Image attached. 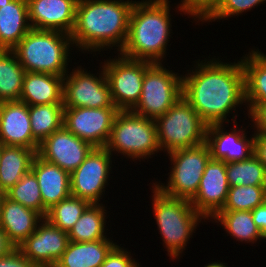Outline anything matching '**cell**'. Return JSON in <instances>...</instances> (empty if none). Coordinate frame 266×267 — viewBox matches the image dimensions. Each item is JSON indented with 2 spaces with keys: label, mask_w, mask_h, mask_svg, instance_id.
Segmentation results:
<instances>
[{
  "label": "cell",
  "mask_w": 266,
  "mask_h": 267,
  "mask_svg": "<svg viewBox=\"0 0 266 267\" xmlns=\"http://www.w3.org/2000/svg\"><path fill=\"white\" fill-rule=\"evenodd\" d=\"M213 57L197 60L192 70L182 75V96L207 125L228 124L229 114H233L232 121L237 122L236 107H246L241 59L229 63Z\"/></svg>",
  "instance_id": "1"
},
{
  "label": "cell",
  "mask_w": 266,
  "mask_h": 267,
  "mask_svg": "<svg viewBox=\"0 0 266 267\" xmlns=\"http://www.w3.org/2000/svg\"><path fill=\"white\" fill-rule=\"evenodd\" d=\"M134 3L133 0H78L71 34L74 48L87 55L113 47L119 53L125 45Z\"/></svg>",
  "instance_id": "2"
},
{
  "label": "cell",
  "mask_w": 266,
  "mask_h": 267,
  "mask_svg": "<svg viewBox=\"0 0 266 267\" xmlns=\"http://www.w3.org/2000/svg\"><path fill=\"white\" fill-rule=\"evenodd\" d=\"M171 1L141 0L132 7L125 45L119 52L133 60L163 63L172 32Z\"/></svg>",
  "instance_id": "3"
},
{
  "label": "cell",
  "mask_w": 266,
  "mask_h": 267,
  "mask_svg": "<svg viewBox=\"0 0 266 267\" xmlns=\"http://www.w3.org/2000/svg\"><path fill=\"white\" fill-rule=\"evenodd\" d=\"M151 185L154 219L164 249L174 261L182 256L197 226L205 219L193 208L190 200L165 195L154 183Z\"/></svg>",
  "instance_id": "4"
},
{
  "label": "cell",
  "mask_w": 266,
  "mask_h": 267,
  "mask_svg": "<svg viewBox=\"0 0 266 267\" xmlns=\"http://www.w3.org/2000/svg\"><path fill=\"white\" fill-rule=\"evenodd\" d=\"M72 47L71 35L67 33L32 28L12 50L26 72L64 77L70 71L67 67Z\"/></svg>",
  "instance_id": "5"
},
{
  "label": "cell",
  "mask_w": 266,
  "mask_h": 267,
  "mask_svg": "<svg viewBox=\"0 0 266 267\" xmlns=\"http://www.w3.org/2000/svg\"><path fill=\"white\" fill-rule=\"evenodd\" d=\"M105 148L113 156L117 153V156L123 155L127 159H134L133 162L151 158L161 151L155 120L130 110L119 111Z\"/></svg>",
  "instance_id": "6"
},
{
  "label": "cell",
  "mask_w": 266,
  "mask_h": 267,
  "mask_svg": "<svg viewBox=\"0 0 266 267\" xmlns=\"http://www.w3.org/2000/svg\"><path fill=\"white\" fill-rule=\"evenodd\" d=\"M155 123L159 147L167 154L206 142L208 125L183 96Z\"/></svg>",
  "instance_id": "7"
},
{
  "label": "cell",
  "mask_w": 266,
  "mask_h": 267,
  "mask_svg": "<svg viewBox=\"0 0 266 267\" xmlns=\"http://www.w3.org/2000/svg\"><path fill=\"white\" fill-rule=\"evenodd\" d=\"M170 158L171 169L167 183L153 182L165 195L191 200L198 192L205 167L211 159L206 142L166 154Z\"/></svg>",
  "instance_id": "8"
},
{
  "label": "cell",
  "mask_w": 266,
  "mask_h": 267,
  "mask_svg": "<svg viewBox=\"0 0 266 267\" xmlns=\"http://www.w3.org/2000/svg\"><path fill=\"white\" fill-rule=\"evenodd\" d=\"M169 69L164 63H152L145 70L141 97L132 112L155 120L182 97L183 74Z\"/></svg>",
  "instance_id": "9"
},
{
  "label": "cell",
  "mask_w": 266,
  "mask_h": 267,
  "mask_svg": "<svg viewBox=\"0 0 266 267\" xmlns=\"http://www.w3.org/2000/svg\"><path fill=\"white\" fill-rule=\"evenodd\" d=\"M117 57L104 59L101 65L110 86L113 104L119 111H131L140 100L145 70L152 62L129 59L119 53Z\"/></svg>",
  "instance_id": "10"
},
{
  "label": "cell",
  "mask_w": 266,
  "mask_h": 267,
  "mask_svg": "<svg viewBox=\"0 0 266 267\" xmlns=\"http://www.w3.org/2000/svg\"><path fill=\"white\" fill-rule=\"evenodd\" d=\"M99 66L101 69L96 75L79 65L64 76V107H116L111 98L110 86L105 71L101 63Z\"/></svg>",
  "instance_id": "11"
},
{
  "label": "cell",
  "mask_w": 266,
  "mask_h": 267,
  "mask_svg": "<svg viewBox=\"0 0 266 267\" xmlns=\"http://www.w3.org/2000/svg\"><path fill=\"white\" fill-rule=\"evenodd\" d=\"M113 155L105 147H94L79 167L70 173L71 195L88 201L100 202L109 185Z\"/></svg>",
  "instance_id": "12"
},
{
  "label": "cell",
  "mask_w": 266,
  "mask_h": 267,
  "mask_svg": "<svg viewBox=\"0 0 266 267\" xmlns=\"http://www.w3.org/2000/svg\"><path fill=\"white\" fill-rule=\"evenodd\" d=\"M118 112L116 107H64L63 126L93 147H105Z\"/></svg>",
  "instance_id": "13"
},
{
  "label": "cell",
  "mask_w": 266,
  "mask_h": 267,
  "mask_svg": "<svg viewBox=\"0 0 266 267\" xmlns=\"http://www.w3.org/2000/svg\"><path fill=\"white\" fill-rule=\"evenodd\" d=\"M68 233L43 219L17 248L36 267H54L69 244Z\"/></svg>",
  "instance_id": "14"
},
{
  "label": "cell",
  "mask_w": 266,
  "mask_h": 267,
  "mask_svg": "<svg viewBox=\"0 0 266 267\" xmlns=\"http://www.w3.org/2000/svg\"><path fill=\"white\" fill-rule=\"evenodd\" d=\"M228 191L226 163L210 159L200 180L198 192L190 202L193 208L209 221L222 210Z\"/></svg>",
  "instance_id": "15"
},
{
  "label": "cell",
  "mask_w": 266,
  "mask_h": 267,
  "mask_svg": "<svg viewBox=\"0 0 266 267\" xmlns=\"http://www.w3.org/2000/svg\"><path fill=\"white\" fill-rule=\"evenodd\" d=\"M94 147L64 126L40 143L37 154L69 173L76 170Z\"/></svg>",
  "instance_id": "16"
},
{
  "label": "cell",
  "mask_w": 266,
  "mask_h": 267,
  "mask_svg": "<svg viewBox=\"0 0 266 267\" xmlns=\"http://www.w3.org/2000/svg\"><path fill=\"white\" fill-rule=\"evenodd\" d=\"M233 123L235 126L231 127V131H225L224 123L207 126L206 144L210 149L211 159L231 163L247 160L253 155L254 134L247 137V129L244 126L238 128V123Z\"/></svg>",
  "instance_id": "17"
},
{
  "label": "cell",
  "mask_w": 266,
  "mask_h": 267,
  "mask_svg": "<svg viewBox=\"0 0 266 267\" xmlns=\"http://www.w3.org/2000/svg\"><path fill=\"white\" fill-rule=\"evenodd\" d=\"M32 28L72 34L78 0H27Z\"/></svg>",
  "instance_id": "18"
},
{
  "label": "cell",
  "mask_w": 266,
  "mask_h": 267,
  "mask_svg": "<svg viewBox=\"0 0 266 267\" xmlns=\"http://www.w3.org/2000/svg\"><path fill=\"white\" fill-rule=\"evenodd\" d=\"M0 143L38 152L40 144L33 138L26 103L20 100L0 102Z\"/></svg>",
  "instance_id": "19"
},
{
  "label": "cell",
  "mask_w": 266,
  "mask_h": 267,
  "mask_svg": "<svg viewBox=\"0 0 266 267\" xmlns=\"http://www.w3.org/2000/svg\"><path fill=\"white\" fill-rule=\"evenodd\" d=\"M31 171L39 184L45 218L49 209L71 195L70 173L42 159L38 154L33 159Z\"/></svg>",
  "instance_id": "20"
},
{
  "label": "cell",
  "mask_w": 266,
  "mask_h": 267,
  "mask_svg": "<svg viewBox=\"0 0 266 267\" xmlns=\"http://www.w3.org/2000/svg\"><path fill=\"white\" fill-rule=\"evenodd\" d=\"M43 219L37 211L0 194V227L16 248L37 229Z\"/></svg>",
  "instance_id": "21"
},
{
  "label": "cell",
  "mask_w": 266,
  "mask_h": 267,
  "mask_svg": "<svg viewBox=\"0 0 266 267\" xmlns=\"http://www.w3.org/2000/svg\"><path fill=\"white\" fill-rule=\"evenodd\" d=\"M63 76L26 72L20 101L28 106L63 104Z\"/></svg>",
  "instance_id": "22"
},
{
  "label": "cell",
  "mask_w": 266,
  "mask_h": 267,
  "mask_svg": "<svg viewBox=\"0 0 266 267\" xmlns=\"http://www.w3.org/2000/svg\"><path fill=\"white\" fill-rule=\"evenodd\" d=\"M31 29L27 0L0 5V49L12 50Z\"/></svg>",
  "instance_id": "23"
},
{
  "label": "cell",
  "mask_w": 266,
  "mask_h": 267,
  "mask_svg": "<svg viewBox=\"0 0 266 267\" xmlns=\"http://www.w3.org/2000/svg\"><path fill=\"white\" fill-rule=\"evenodd\" d=\"M116 245L112 237L88 242L70 241L54 267H101Z\"/></svg>",
  "instance_id": "24"
},
{
  "label": "cell",
  "mask_w": 266,
  "mask_h": 267,
  "mask_svg": "<svg viewBox=\"0 0 266 267\" xmlns=\"http://www.w3.org/2000/svg\"><path fill=\"white\" fill-rule=\"evenodd\" d=\"M241 57L245 75V101L248 111L256 104H266V58L259 48Z\"/></svg>",
  "instance_id": "25"
},
{
  "label": "cell",
  "mask_w": 266,
  "mask_h": 267,
  "mask_svg": "<svg viewBox=\"0 0 266 267\" xmlns=\"http://www.w3.org/2000/svg\"><path fill=\"white\" fill-rule=\"evenodd\" d=\"M37 152L21 146L2 145L0 158V194L13 187L31 170Z\"/></svg>",
  "instance_id": "26"
},
{
  "label": "cell",
  "mask_w": 266,
  "mask_h": 267,
  "mask_svg": "<svg viewBox=\"0 0 266 267\" xmlns=\"http://www.w3.org/2000/svg\"><path fill=\"white\" fill-rule=\"evenodd\" d=\"M105 208V204H90L68 232L69 240L88 242L108 239L106 219L109 216H107L108 212Z\"/></svg>",
  "instance_id": "27"
},
{
  "label": "cell",
  "mask_w": 266,
  "mask_h": 267,
  "mask_svg": "<svg viewBox=\"0 0 266 267\" xmlns=\"http://www.w3.org/2000/svg\"><path fill=\"white\" fill-rule=\"evenodd\" d=\"M210 221L219 223L224 228L227 236L230 235L236 241L256 244L265 238L256 227L251 211H219Z\"/></svg>",
  "instance_id": "28"
},
{
  "label": "cell",
  "mask_w": 266,
  "mask_h": 267,
  "mask_svg": "<svg viewBox=\"0 0 266 267\" xmlns=\"http://www.w3.org/2000/svg\"><path fill=\"white\" fill-rule=\"evenodd\" d=\"M25 73L13 50L0 49V102L20 99Z\"/></svg>",
  "instance_id": "29"
},
{
  "label": "cell",
  "mask_w": 266,
  "mask_h": 267,
  "mask_svg": "<svg viewBox=\"0 0 266 267\" xmlns=\"http://www.w3.org/2000/svg\"><path fill=\"white\" fill-rule=\"evenodd\" d=\"M30 125L33 138L40 144L54 131L63 127V104H41L29 106Z\"/></svg>",
  "instance_id": "30"
},
{
  "label": "cell",
  "mask_w": 266,
  "mask_h": 267,
  "mask_svg": "<svg viewBox=\"0 0 266 267\" xmlns=\"http://www.w3.org/2000/svg\"><path fill=\"white\" fill-rule=\"evenodd\" d=\"M226 174L229 187L266 186V168L254 154L247 160L226 163Z\"/></svg>",
  "instance_id": "31"
},
{
  "label": "cell",
  "mask_w": 266,
  "mask_h": 267,
  "mask_svg": "<svg viewBox=\"0 0 266 267\" xmlns=\"http://www.w3.org/2000/svg\"><path fill=\"white\" fill-rule=\"evenodd\" d=\"M89 205L88 201L69 195L49 209L45 219L68 233Z\"/></svg>",
  "instance_id": "32"
},
{
  "label": "cell",
  "mask_w": 266,
  "mask_h": 267,
  "mask_svg": "<svg viewBox=\"0 0 266 267\" xmlns=\"http://www.w3.org/2000/svg\"><path fill=\"white\" fill-rule=\"evenodd\" d=\"M4 195L43 216V200L35 174L30 170Z\"/></svg>",
  "instance_id": "33"
},
{
  "label": "cell",
  "mask_w": 266,
  "mask_h": 267,
  "mask_svg": "<svg viewBox=\"0 0 266 267\" xmlns=\"http://www.w3.org/2000/svg\"><path fill=\"white\" fill-rule=\"evenodd\" d=\"M266 201V186L229 187L225 205L221 211H252Z\"/></svg>",
  "instance_id": "34"
},
{
  "label": "cell",
  "mask_w": 266,
  "mask_h": 267,
  "mask_svg": "<svg viewBox=\"0 0 266 267\" xmlns=\"http://www.w3.org/2000/svg\"><path fill=\"white\" fill-rule=\"evenodd\" d=\"M265 2L266 0H223L203 22L224 21L233 16L238 17L239 14L249 12Z\"/></svg>",
  "instance_id": "35"
},
{
  "label": "cell",
  "mask_w": 266,
  "mask_h": 267,
  "mask_svg": "<svg viewBox=\"0 0 266 267\" xmlns=\"http://www.w3.org/2000/svg\"><path fill=\"white\" fill-rule=\"evenodd\" d=\"M180 14L189 15L197 23L203 21L211 14V0H181L175 7ZM197 19V20H196Z\"/></svg>",
  "instance_id": "36"
},
{
  "label": "cell",
  "mask_w": 266,
  "mask_h": 267,
  "mask_svg": "<svg viewBox=\"0 0 266 267\" xmlns=\"http://www.w3.org/2000/svg\"><path fill=\"white\" fill-rule=\"evenodd\" d=\"M123 246L116 245L107 255L101 267H130L136 260Z\"/></svg>",
  "instance_id": "37"
},
{
  "label": "cell",
  "mask_w": 266,
  "mask_h": 267,
  "mask_svg": "<svg viewBox=\"0 0 266 267\" xmlns=\"http://www.w3.org/2000/svg\"><path fill=\"white\" fill-rule=\"evenodd\" d=\"M248 119L253 123L254 133L266 134V104H256L248 111ZM253 125V126H252Z\"/></svg>",
  "instance_id": "38"
},
{
  "label": "cell",
  "mask_w": 266,
  "mask_h": 267,
  "mask_svg": "<svg viewBox=\"0 0 266 267\" xmlns=\"http://www.w3.org/2000/svg\"><path fill=\"white\" fill-rule=\"evenodd\" d=\"M0 267H36L23 253L15 248L7 256L0 257Z\"/></svg>",
  "instance_id": "39"
},
{
  "label": "cell",
  "mask_w": 266,
  "mask_h": 267,
  "mask_svg": "<svg viewBox=\"0 0 266 267\" xmlns=\"http://www.w3.org/2000/svg\"><path fill=\"white\" fill-rule=\"evenodd\" d=\"M253 154L266 168V134L254 133Z\"/></svg>",
  "instance_id": "40"
},
{
  "label": "cell",
  "mask_w": 266,
  "mask_h": 267,
  "mask_svg": "<svg viewBox=\"0 0 266 267\" xmlns=\"http://www.w3.org/2000/svg\"><path fill=\"white\" fill-rule=\"evenodd\" d=\"M256 227L266 240V201L251 211Z\"/></svg>",
  "instance_id": "41"
},
{
  "label": "cell",
  "mask_w": 266,
  "mask_h": 267,
  "mask_svg": "<svg viewBox=\"0 0 266 267\" xmlns=\"http://www.w3.org/2000/svg\"><path fill=\"white\" fill-rule=\"evenodd\" d=\"M15 248V245L9 240L6 232L0 227V257L7 256Z\"/></svg>",
  "instance_id": "42"
},
{
  "label": "cell",
  "mask_w": 266,
  "mask_h": 267,
  "mask_svg": "<svg viewBox=\"0 0 266 267\" xmlns=\"http://www.w3.org/2000/svg\"><path fill=\"white\" fill-rule=\"evenodd\" d=\"M204 267H228V266L226 265V263L220 262V260H218L215 262H210L208 264H205Z\"/></svg>",
  "instance_id": "43"
},
{
  "label": "cell",
  "mask_w": 266,
  "mask_h": 267,
  "mask_svg": "<svg viewBox=\"0 0 266 267\" xmlns=\"http://www.w3.org/2000/svg\"><path fill=\"white\" fill-rule=\"evenodd\" d=\"M223 0H211V13Z\"/></svg>",
  "instance_id": "44"
},
{
  "label": "cell",
  "mask_w": 266,
  "mask_h": 267,
  "mask_svg": "<svg viewBox=\"0 0 266 267\" xmlns=\"http://www.w3.org/2000/svg\"><path fill=\"white\" fill-rule=\"evenodd\" d=\"M140 263L137 262V260L130 266V267H140Z\"/></svg>",
  "instance_id": "45"
},
{
  "label": "cell",
  "mask_w": 266,
  "mask_h": 267,
  "mask_svg": "<svg viewBox=\"0 0 266 267\" xmlns=\"http://www.w3.org/2000/svg\"><path fill=\"white\" fill-rule=\"evenodd\" d=\"M11 0H0V5L3 3H9Z\"/></svg>",
  "instance_id": "46"
},
{
  "label": "cell",
  "mask_w": 266,
  "mask_h": 267,
  "mask_svg": "<svg viewBox=\"0 0 266 267\" xmlns=\"http://www.w3.org/2000/svg\"><path fill=\"white\" fill-rule=\"evenodd\" d=\"M2 144L0 143V158H1Z\"/></svg>",
  "instance_id": "47"
},
{
  "label": "cell",
  "mask_w": 266,
  "mask_h": 267,
  "mask_svg": "<svg viewBox=\"0 0 266 267\" xmlns=\"http://www.w3.org/2000/svg\"><path fill=\"white\" fill-rule=\"evenodd\" d=\"M259 52L266 58V54H264V52H262L261 50Z\"/></svg>",
  "instance_id": "48"
}]
</instances>
